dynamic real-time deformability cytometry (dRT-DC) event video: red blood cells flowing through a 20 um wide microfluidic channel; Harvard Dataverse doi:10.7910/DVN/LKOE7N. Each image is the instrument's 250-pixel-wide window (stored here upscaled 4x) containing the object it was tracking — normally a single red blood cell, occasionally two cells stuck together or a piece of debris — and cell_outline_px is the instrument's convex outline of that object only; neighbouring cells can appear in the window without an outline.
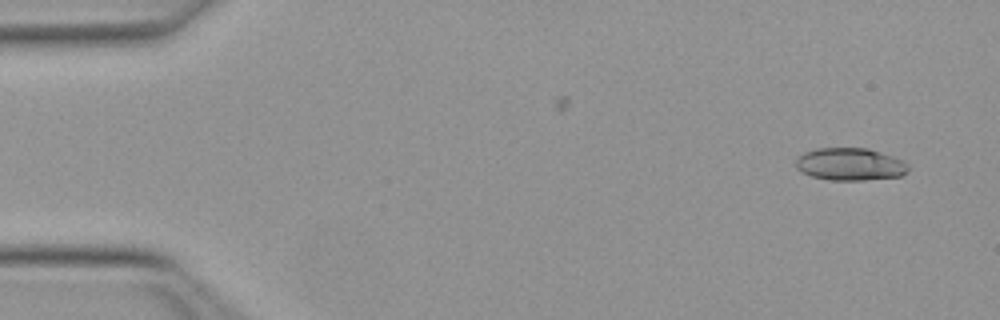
{"species": "Egyptian fruit bat (a non-hibernating species)", "species_latin": "Rousettus aegyptiacus", "temperature_condition": "warm", "stored_images_in_passage": 50, "camera_frame_rate_fps": 3000, "um_per_image_px": 0.085, "animal": {"sex": "female"}, "frame": {"image": 1, "passage_image": 2, "time_ms": 0.333, "image_size_px": [1000, 320], "cell_outline_px": [[908, 172], [900, 176], [864, 180], [828, 180], [812, 176], [800, 172], [796, 168], [796, 156], [804, 152], [816, 148], [868, 148], [904, 160], [908, 164]], "centroid_in_image_um": [72.23, 13.96], "position_along_channel_um": 12.8, "area_um2": 21.5}}
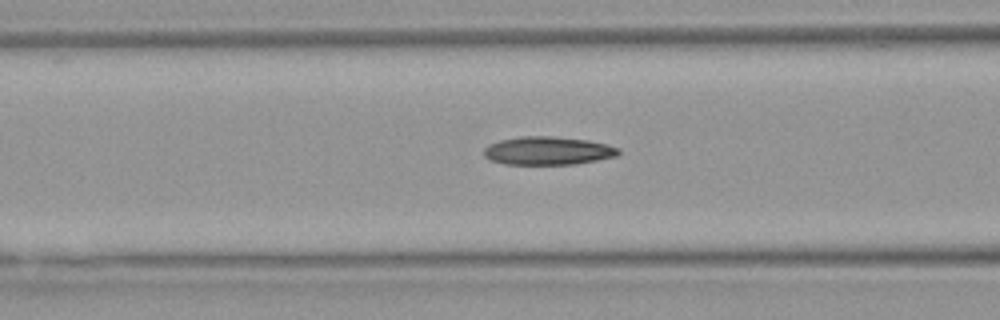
{"frame": {"image": 2, "passage_image": 19, "time_ms": 6.0, "image_size_px": [1000, 320], "cell_outline_px": [[620, 152], [616, 156], [576, 164], [504, 164], [492, 160], [484, 156], [484, 148], [488, 144], [500, 140], [520, 136], [552, 136], [588, 140], [608, 144], [620, 148]], "centroid_in_image_um": [46.57, 12.8], "position_along_channel_um": 120.0, "area_um2": 22.2}}
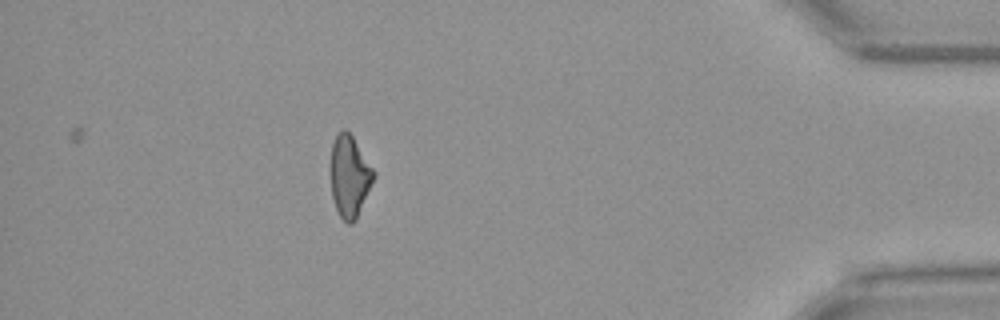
{"frame": {"image": 3, "passage_image": 44, "time_ms": 14.333, "image_size_px": [1000, 320], "cell_outline_px": [[376, 176], [356, 220], [352, 224], [348, 224], [340, 216], [336, 208], [332, 196], [332, 144], [336, 136], [344, 128], [352, 136], [376, 172]], "centroid_in_image_um": [29.75, 15.01], "position_along_channel_um": 405.4, "area_um2": 20.17}, "authors_computed_cell_mechanics": {"area_um2": 21.5883, "velocity_mm_per_s": 4.0272, "shape_relaxation_time_tau1_ms": null, "shape_relaxation_time_tau2_ms": 10.2443, "deformation_change_tau1": null, "deformation_change_tau2": 0.232}}